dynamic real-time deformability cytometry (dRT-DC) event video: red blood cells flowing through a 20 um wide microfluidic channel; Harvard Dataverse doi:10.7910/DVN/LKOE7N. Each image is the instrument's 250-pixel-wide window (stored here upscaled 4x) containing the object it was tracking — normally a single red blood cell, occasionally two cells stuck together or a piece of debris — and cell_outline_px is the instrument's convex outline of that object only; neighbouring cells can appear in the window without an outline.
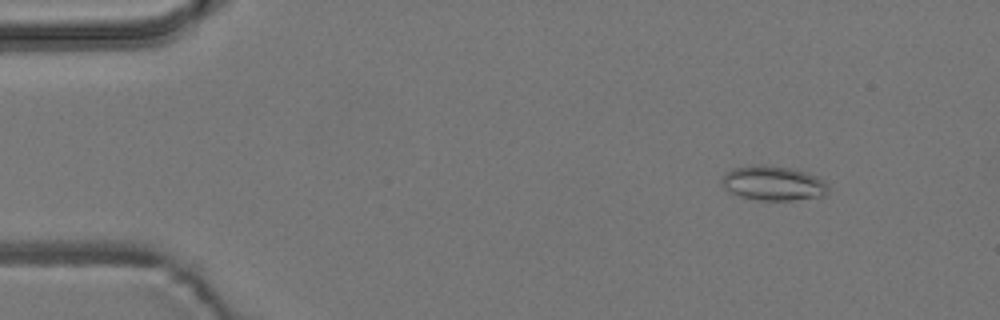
{"species": "common noctule bat (a hibernating species)", "species_latin": "Nyctalus noctula", "temperature_condition": "room temperature", "stored_images_in_passage": 4, "camera_frame_rate_fps": 3000, "um_per_image_px": 0.085, "animal": {"sex": "male", "body_mass_g": 19.2, "forearm_length_mm": 51.8}, "frame": {"image": 1, "passage_image": 2, "time_ms": 1.0, "image_size_px": [1000, 320], "cell_outline_px": [[828, 192], [824, 196], [792, 200], [760, 200], [740, 196], [724, 188], [724, 176], [732, 168], [752, 164], [764, 164], [792, 168], [816, 176], [828, 188]], "centroid_in_image_um": [65.72, 15.56], "position_along_channel_um": 19.3, "area_um2": 21.1}}